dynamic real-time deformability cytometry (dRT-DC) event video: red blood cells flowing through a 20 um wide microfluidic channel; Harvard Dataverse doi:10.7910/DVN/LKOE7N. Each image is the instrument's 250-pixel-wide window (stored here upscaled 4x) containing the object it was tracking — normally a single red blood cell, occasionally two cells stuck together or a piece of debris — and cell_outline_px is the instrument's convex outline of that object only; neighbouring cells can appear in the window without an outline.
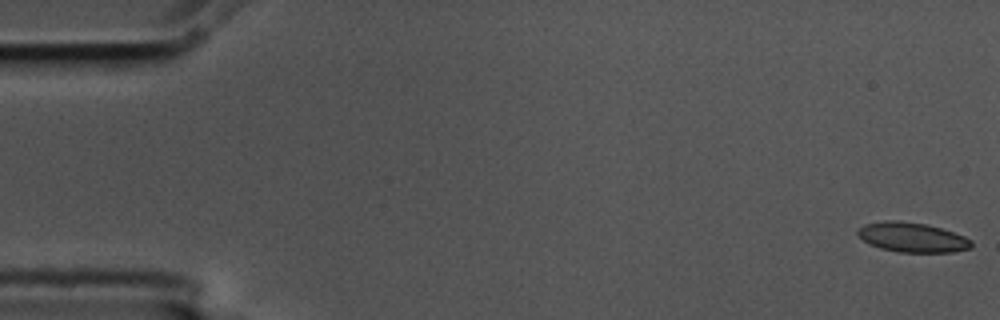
{"species": "common noctule bat (a hibernating species)", "species_latin": "Nyctalus noctula", "temperature_condition": "cold", "stored_images_in_passage": 9, "camera_frame_rate_fps": 3000, "um_per_image_px": 0.085, "animal": {"sex": "male", "body_mass_g": 17.5, "forearm_length_mm": 52.3}, "frame": {"image": 1, "passage_image": 1, "time_ms": 0.0, "image_size_px": [1000, 320], "cell_outline_px": [[972, 248], [952, 252], [900, 252], [880, 248], [868, 244], [856, 232], [864, 224], [884, 220], [900, 220], [928, 224], [964, 236], [972, 240]], "centroid_in_image_um": [77.54, 20.16], "position_along_channel_um": 7.5, "area_um2": 19.71}}